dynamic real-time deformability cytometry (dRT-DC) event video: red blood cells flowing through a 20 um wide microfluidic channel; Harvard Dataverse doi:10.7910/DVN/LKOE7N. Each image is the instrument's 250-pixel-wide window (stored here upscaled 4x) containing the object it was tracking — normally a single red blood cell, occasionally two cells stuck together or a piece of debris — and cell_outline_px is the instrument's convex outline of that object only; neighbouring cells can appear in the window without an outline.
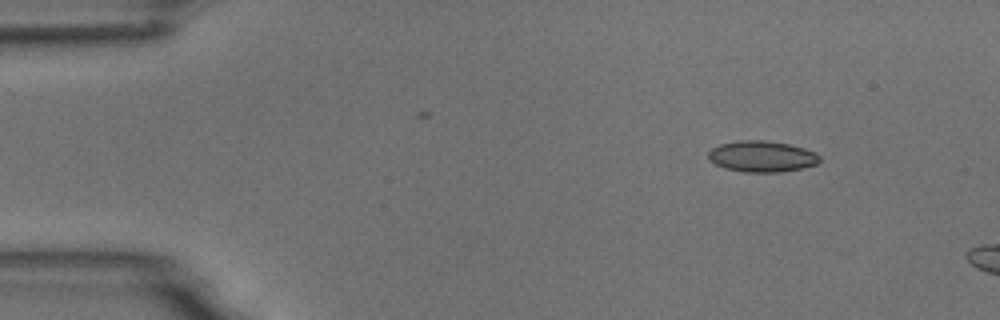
{"species": "common noctule bat (a hibernating species)", "species_latin": "Nyctalus noctula", "temperature_condition": "room temperature", "stored_images_in_passage": 4, "camera_frame_rate_fps": 3000, "um_per_image_px": 0.085, "animal": {"sex": "male", "body_mass_g": 18.8}, "frame": {"image": 1, "passage_image": 1, "time_ms": 0.0, "image_size_px": [1000, 320], "cell_outline_px": [[820, 160], [816, 164], [800, 168], [780, 172], [744, 172], [724, 168], [708, 160], [708, 152], [712, 148], [720, 144], [740, 140], [764, 140], [788, 144], [804, 148], [816, 152], [820, 156]], "centroid_in_image_um": [64.74, 13.29], "position_along_channel_um": 20.3, "area_um2": 20.17}}